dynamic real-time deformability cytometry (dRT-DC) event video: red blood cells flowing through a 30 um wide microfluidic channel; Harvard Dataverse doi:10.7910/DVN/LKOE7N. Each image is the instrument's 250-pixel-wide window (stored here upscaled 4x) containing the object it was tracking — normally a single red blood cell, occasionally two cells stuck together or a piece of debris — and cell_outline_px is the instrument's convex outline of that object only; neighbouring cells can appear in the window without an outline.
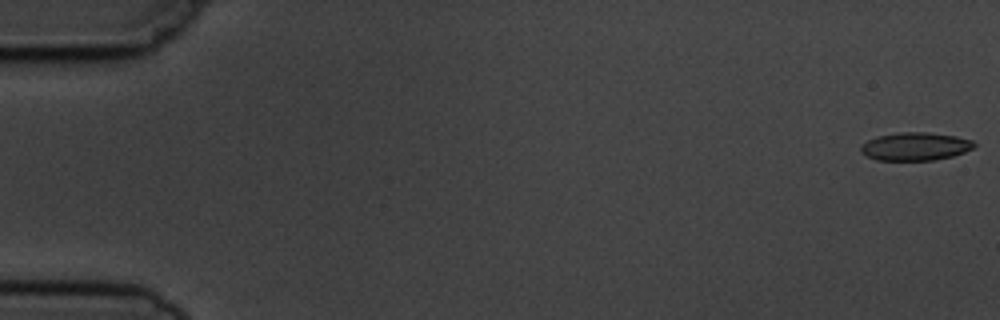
{"species": "common noctule bat (a hibernating species)", "species_latin": "Nyctalus noctula", "temperature_condition": "cold", "stored_images_in_passage": 6, "camera_frame_rate_fps": 3000, "um_per_image_px": 0.085, "animal": {"sex": "male", "body_mass_g": 19.5, "forearm_length_mm": 54.6}, "frame": {"image": 1, "passage_image": 1, "time_ms": 0.0, "image_size_px": [1000, 320], "cell_outline_px": [[976, 144], [972, 148], [964, 152], [952, 156], [932, 160], [876, 160], [860, 152], [860, 144], [876, 136], [900, 132], [928, 132], [956, 136], [972, 140]], "centroid_in_image_um": [77.77, 12.44], "position_along_channel_um": 7.2, "area_um2": 18.55}}